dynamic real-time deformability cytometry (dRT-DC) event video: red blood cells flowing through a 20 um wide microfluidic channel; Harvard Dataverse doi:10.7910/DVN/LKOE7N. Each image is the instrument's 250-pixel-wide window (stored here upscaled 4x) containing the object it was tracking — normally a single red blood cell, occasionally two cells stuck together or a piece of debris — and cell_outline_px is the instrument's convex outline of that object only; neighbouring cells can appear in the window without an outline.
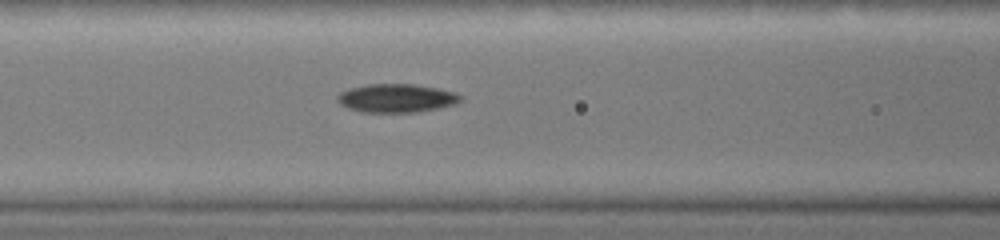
{"species": "common noctule bat (a hibernating species)", "species_latin": "Nyctalus noctula", "temperature_condition": "warm", "stored_images_in_passage": 4, "segment_of_instrument_passage": [1, 2], "camera_frame_rate_fps": 3000, "um_per_image_px": 0.085, "animal": {"sex": "female", "body_mass_g": 19.0, "forearm_length_mm": 51.5}, "frame": {"image": 1, "passage_image": 3, "time_ms": 1.667, "image_size_px": [1000, 240], "cell_outline_px": [[460, 100], [456, 104], [416, 112], [360, 112], [348, 108], [340, 104], [336, 100], [336, 96], [340, 92], [348, 88], [368, 84], [412, 84], [436, 88], [456, 92], [460, 96]], "centroid_in_image_um": [33.64, 8.34], "position_along_channel_um": 133.0, "area_um2": 20.4}}